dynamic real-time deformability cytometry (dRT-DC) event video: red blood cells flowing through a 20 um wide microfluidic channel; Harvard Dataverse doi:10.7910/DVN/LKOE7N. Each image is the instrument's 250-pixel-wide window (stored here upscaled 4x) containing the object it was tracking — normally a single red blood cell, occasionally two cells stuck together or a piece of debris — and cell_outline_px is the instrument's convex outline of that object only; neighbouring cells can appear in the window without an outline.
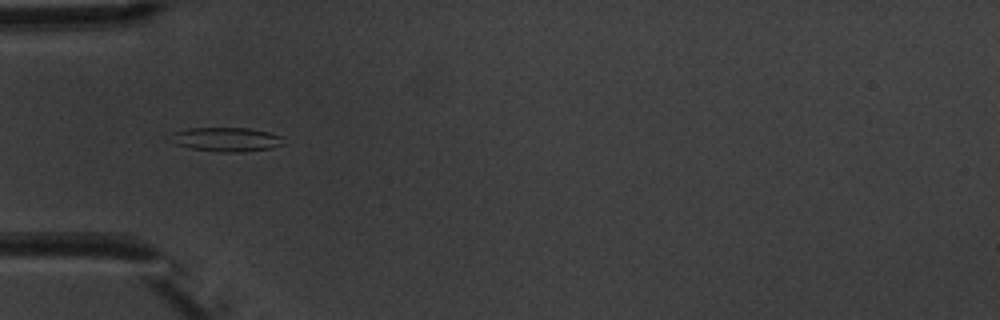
{"species": "common noctule bat (a hibernating species)", "species_latin": "Nyctalus noctula", "temperature_condition": "warm", "stored_images_in_passage": 7, "camera_frame_rate_fps": 3000, "um_per_image_px": 0.085, "animal": {"sex": "male", "body_mass_g": 20.1, "forearm_length_mm": 53.5}, "frame": {"image": 1, "passage_image": 5, "time_ms": 5.333, "image_size_px": [1000, 320], "cell_outline_px": [[284, 144], [272, 148], [240, 152], [220, 152], [192, 148], [176, 144], [172, 132], [192, 128], [248, 128], [268, 132], [280, 136]], "centroid_in_image_um": [19.29, 11.85], "position_along_channel_um": 65.7, "area_um2": 15.49}}
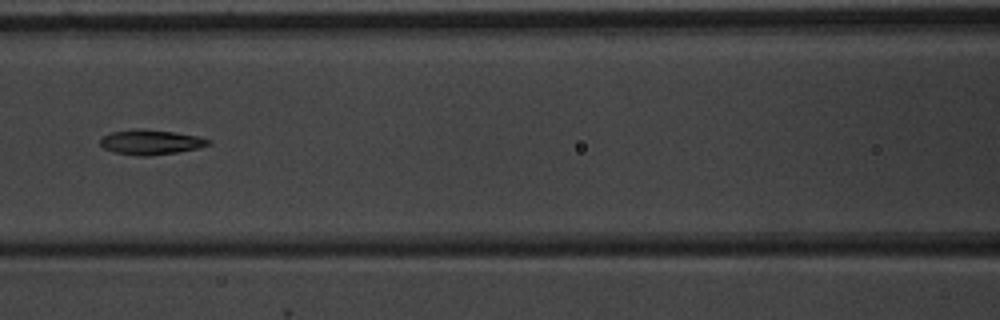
{"frame": {"image": 2, "passage_image": 7, "time_ms": 7.667, "image_size_px": [1000, 320], "cell_outline_px": [[212, 144], [196, 148], [176, 152], [148, 156], [136, 156], [112, 152], [104, 148], [100, 144], [100, 140], [104, 136], [112, 132], [132, 128], [144, 128], [176, 132], [200, 136], [212, 140]], "centroid_in_image_um": [12.82, 12.07], "position_along_channel_um": 153.8, "area_um2": 15.95}}